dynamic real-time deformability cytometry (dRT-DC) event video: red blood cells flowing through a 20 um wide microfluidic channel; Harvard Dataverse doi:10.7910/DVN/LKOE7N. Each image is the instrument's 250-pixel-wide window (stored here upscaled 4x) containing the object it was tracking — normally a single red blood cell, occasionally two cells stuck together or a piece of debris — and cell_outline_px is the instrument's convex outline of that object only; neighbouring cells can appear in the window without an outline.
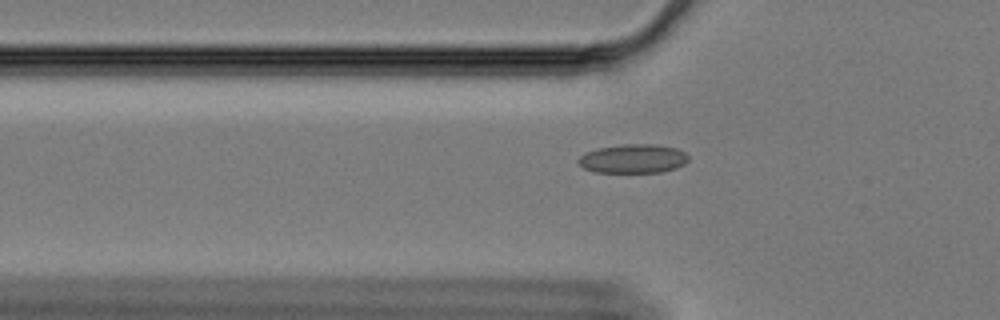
{"species": "Egyptian fruit bat (a non-hibernating species)", "species_latin": "Rousettus aegyptiacus", "temperature_condition": "cold", "stored_images_in_passage": 56, "camera_frame_rate_fps": 3000, "um_per_image_px": 0.085, "animal": {"sex": "female"}, "frame": {"image": 1, "passage_image": 16, "time_ms": 5.0, "image_size_px": [1000, 320], "cell_outline_px": [[688, 160], [684, 164], [676, 168], [660, 172], [596, 172], [584, 168], [576, 160], [580, 156], [596, 148], [624, 144], [656, 144], [676, 148], [684, 152], [688, 156]], "centroid_in_image_um": [53.82, 13.48], "position_along_channel_um": 72.0, "area_um2": 18.5}}
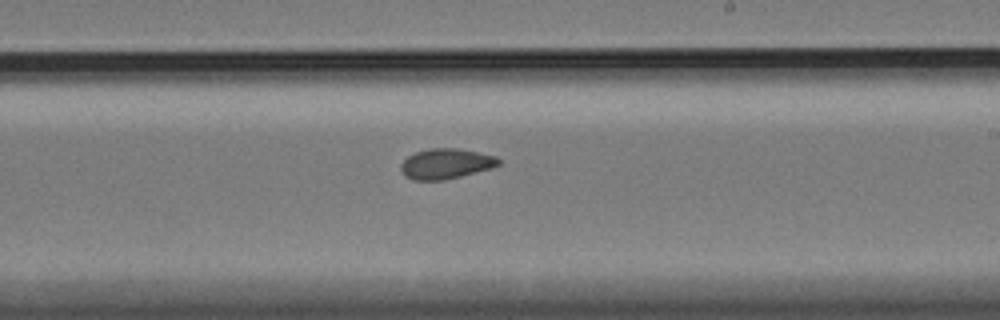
{"frame": {"image": 2, "passage_image": 32, "time_ms": 10.333, "image_size_px": [1000, 320], "cell_outline_px": [[500, 164], [492, 168], [444, 180], [412, 180], [404, 176], [400, 168], [400, 164], [408, 156], [416, 152], [428, 148], [456, 148], [496, 156], [500, 160]], "centroid_in_image_um": [37.87, 13.92], "position_along_channel_um": 251.1, "area_um2": 17.22}}
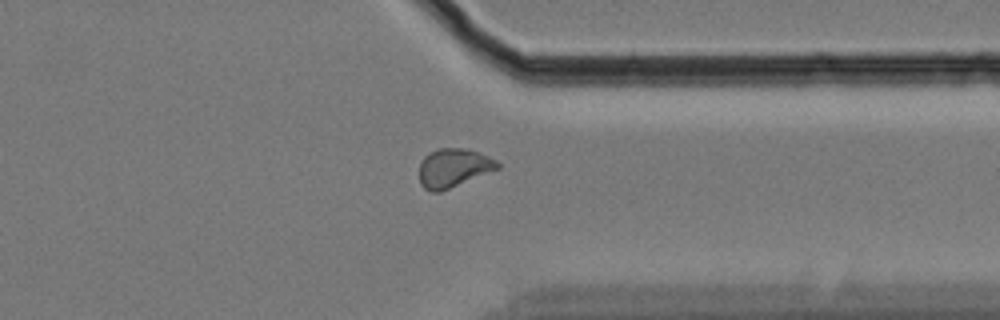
{"frame": {"image": 3, "passage_image": 43, "time_ms": 14.0, "image_size_px": [1000, 320], "cell_outline_px": [[500, 168], [440, 192], [432, 192], [424, 188], [420, 184], [420, 160], [428, 152], [440, 148], [468, 148], [488, 156], [496, 160], [500, 164]], "centroid_in_image_um": [38.53, 14.26], "position_along_channel_um": 372.9, "area_um2": 17.74}, "authors_computed_cell_mechanics": {"area_um2": 17.6868, "velocity_mm_per_s": 3.339, "shape_relaxation_time_tau1_ms": null, "shape_relaxation_time_tau2_ms": 2.6073, "deformation_change_tau1": null, "deformation_change_tau2": 0.0625}}